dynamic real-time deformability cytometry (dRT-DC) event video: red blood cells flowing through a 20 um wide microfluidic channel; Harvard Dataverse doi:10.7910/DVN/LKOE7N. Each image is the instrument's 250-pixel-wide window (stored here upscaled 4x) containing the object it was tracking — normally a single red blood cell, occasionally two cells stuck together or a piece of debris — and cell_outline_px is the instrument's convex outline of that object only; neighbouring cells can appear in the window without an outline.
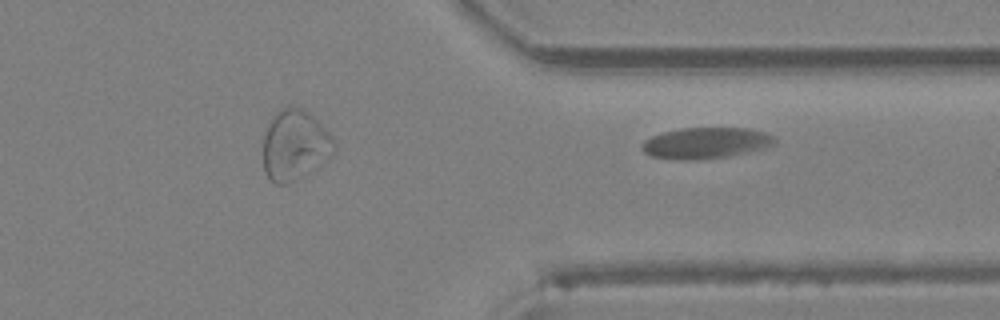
{"species": "Egyptian fruit bat (a non-hibernating species)", "species_latin": "Rousettus aegyptiacus", "temperature_condition": "room temperature", "stored_images_in_passage": 21, "camera_frame_rate_fps": 3000, "um_per_image_px": 0.085, "animal": {"sex": "female"}, "frame": {"image": 1, "passage_image": 21, "time_ms": 6.667, "image_size_px": [1000, 320], "cell_outline_px": [[776, 144], [768, 148], [728, 156], [692, 160], [680, 160], [652, 156], [644, 152], [644, 140], [652, 136], [664, 132], [680, 128], [744, 128], [764, 132], [776, 136]], "centroid_in_image_um": [60.07, 12.15], "position_along_channel_um": 351.3, "area_um2": 23.99}}